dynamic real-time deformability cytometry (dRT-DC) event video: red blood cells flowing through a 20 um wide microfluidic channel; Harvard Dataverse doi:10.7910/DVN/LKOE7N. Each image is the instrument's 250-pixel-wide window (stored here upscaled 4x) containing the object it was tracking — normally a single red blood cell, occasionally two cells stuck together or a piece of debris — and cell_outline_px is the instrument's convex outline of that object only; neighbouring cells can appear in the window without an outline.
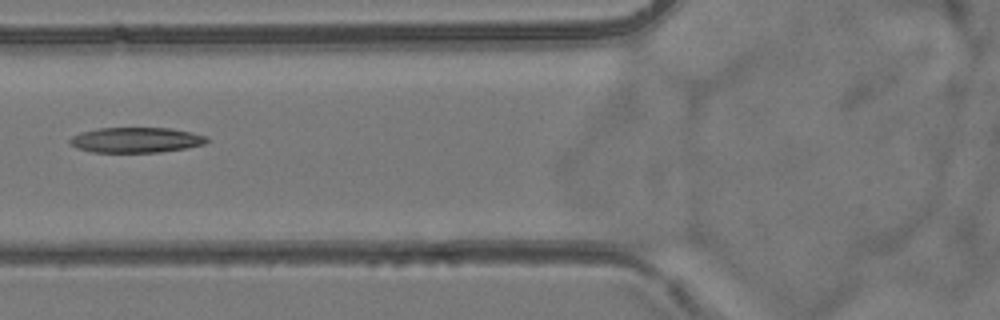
{"species": "common noctule bat (a hibernating species)", "species_latin": "Nyctalus noctula", "temperature_condition": "room temperature", "stored_images_in_passage": 6, "camera_frame_rate_fps": 3000, "um_per_image_px": 0.085, "animal": {"sex": "female", "body_mass_g": 24.6, "forearm_length_mm": 56.2}, "frame": {"image": 1, "passage_image": 6, "time_ms": 7.333, "image_size_px": [1000, 320], "cell_outline_px": [[208, 140], [204, 144], [188, 148], [160, 152], [92, 152], [76, 148], [68, 144], [68, 140], [72, 136], [80, 132], [100, 128], [172, 128], [192, 132], [208, 136]], "centroid_in_image_um": [11.56, 11.9], "position_along_channel_um": 114.2, "area_um2": 20.4}}